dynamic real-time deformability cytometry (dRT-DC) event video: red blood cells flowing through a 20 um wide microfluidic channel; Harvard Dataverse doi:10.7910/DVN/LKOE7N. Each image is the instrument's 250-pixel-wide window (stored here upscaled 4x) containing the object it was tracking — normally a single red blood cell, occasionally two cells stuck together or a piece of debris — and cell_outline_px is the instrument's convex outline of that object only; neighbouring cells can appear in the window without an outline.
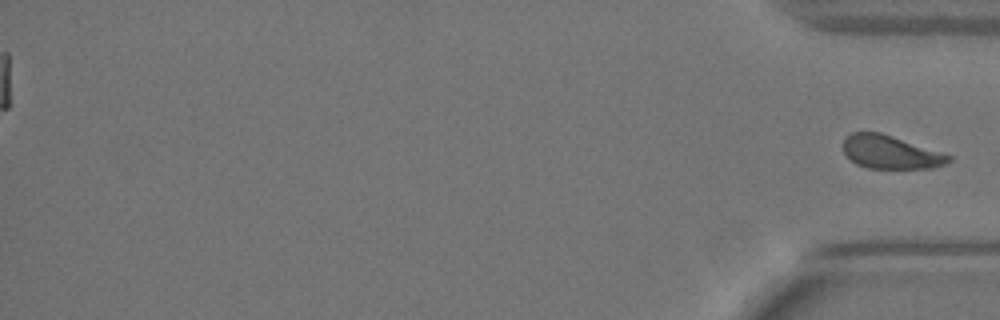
{"species": "Egyptian fruit bat (a non-hibernating species)", "species_latin": "Rousettus aegyptiacus", "temperature_condition": "warm", "stored_images_in_passage": 53, "segment_of_instrument_passage": [2, 2], "camera_frame_rate_fps": 3000, "um_per_image_px": 0.085, "animal": {"sex": "female"}, "frame": {"image": 1, "passage_image": 53, "time_ms": 17.333, "image_size_px": [1000, 320], "cell_outline_px": [[952, 160], [948, 164], [932, 168], [868, 168], [856, 164], [844, 152], [844, 136], [852, 132], [880, 132], [952, 156]], "centroid_in_image_um": [75.7, 12.94], "position_along_channel_um": 359.5, "area_um2": 20.29}}